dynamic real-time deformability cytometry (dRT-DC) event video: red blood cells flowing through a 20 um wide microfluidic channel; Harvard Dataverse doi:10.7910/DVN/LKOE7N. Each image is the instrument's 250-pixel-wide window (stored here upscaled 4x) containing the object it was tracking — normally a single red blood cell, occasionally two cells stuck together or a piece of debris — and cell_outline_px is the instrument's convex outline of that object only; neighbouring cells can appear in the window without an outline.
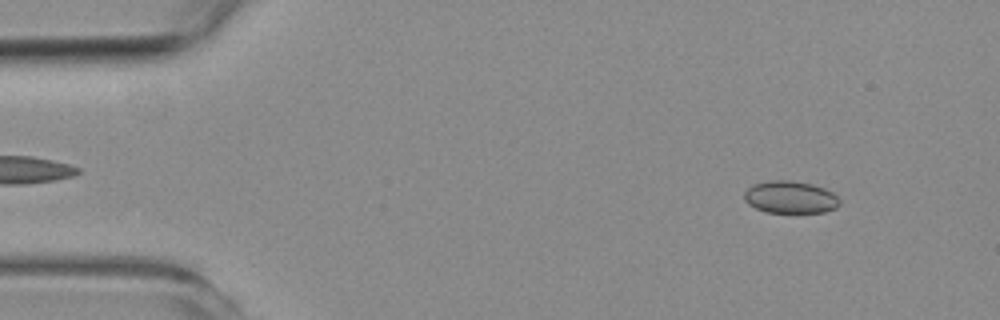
{"species": "common noctule bat (a hibernating species)", "species_latin": "Nyctalus noctula", "temperature_condition": "room temperature", "stored_images_in_passage": 3, "camera_frame_rate_fps": 3000, "um_per_image_px": 0.085, "animal": {"sex": "female", "body_mass_g": 19.3, "forearm_length_mm": 54.1}, "frame": {"image": 1, "passage_image": 1, "time_ms": 0.0, "image_size_px": [1000, 320], "cell_outline_px": [[840, 204], [836, 208], [824, 212], [764, 212], [748, 204], [744, 200], [744, 192], [752, 184], [768, 180], [788, 180], [812, 184], [824, 188], [832, 192], [840, 200]], "centroid_in_image_um": [67.15, 16.75], "position_along_channel_um": 17.8, "area_um2": 18.03}}